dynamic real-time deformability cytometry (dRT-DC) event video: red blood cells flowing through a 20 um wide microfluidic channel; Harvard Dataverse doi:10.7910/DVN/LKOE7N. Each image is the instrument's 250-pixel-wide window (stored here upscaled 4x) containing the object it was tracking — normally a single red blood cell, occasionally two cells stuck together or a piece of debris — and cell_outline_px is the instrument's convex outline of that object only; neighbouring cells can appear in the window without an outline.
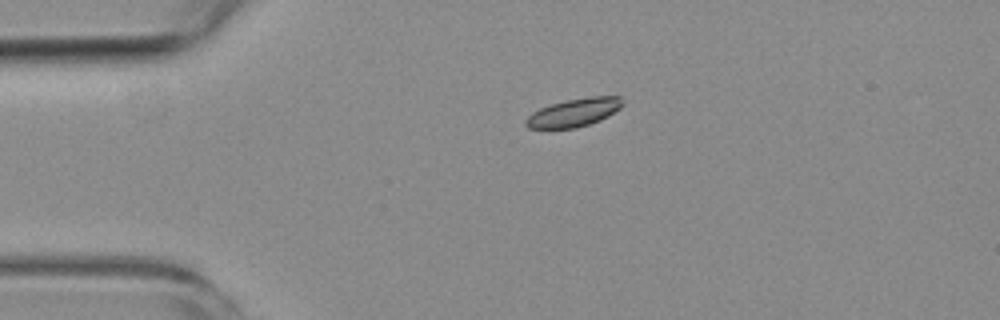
{"species": "common noctule bat (a hibernating species)", "species_latin": "Nyctalus noctula", "temperature_condition": "room temperature", "stored_images_in_passage": 5, "camera_frame_rate_fps": 3000, "um_per_image_px": 0.085, "animal": {"sex": "female", "body_mass_g": 19.3, "forearm_length_mm": 54.1}, "frame": {"image": 1, "passage_image": 5, "time_ms": 5.333, "image_size_px": [1000, 320], "cell_outline_px": [[624, 104], [620, 108], [608, 116], [600, 120], [576, 128], [528, 128], [524, 124], [524, 120], [532, 112], [540, 108], [552, 104], [568, 100], [592, 96], [620, 96], [624, 100]], "centroid_in_image_um": [48.8, 9.56], "position_along_channel_um": 36.2, "area_um2": 15.84}}